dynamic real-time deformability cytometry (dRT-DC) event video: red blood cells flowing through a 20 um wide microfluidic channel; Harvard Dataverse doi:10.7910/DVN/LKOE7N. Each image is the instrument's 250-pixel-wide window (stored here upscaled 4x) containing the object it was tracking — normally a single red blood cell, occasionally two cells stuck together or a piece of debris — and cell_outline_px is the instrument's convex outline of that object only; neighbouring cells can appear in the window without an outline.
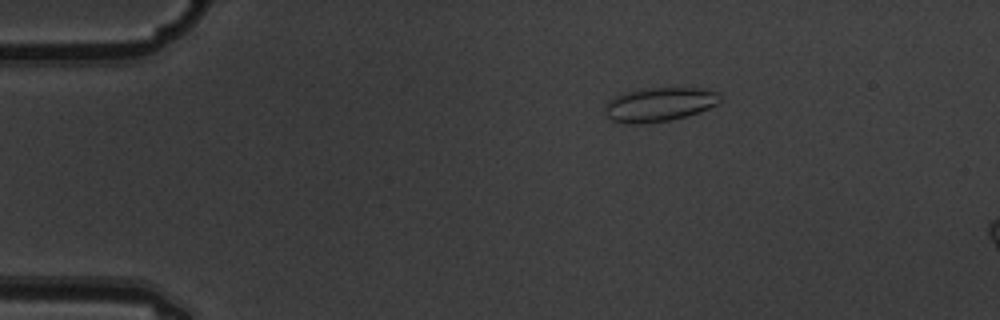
{"species": "common noctule bat (a hibernating species)", "species_latin": "Nyctalus noctula", "temperature_condition": "warm", "stored_images_in_passage": 4, "camera_frame_rate_fps": 3000, "um_per_image_px": 0.085, "animal": {"sex": "male", "body_mass_g": 19.5, "forearm_length_mm": 54.6}, "frame": {"image": 1, "passage_image": 3, "time_ms": 0.667, "image_size_px": [1000, 320], "cell_outline_px": [[720, 104], [684, 116], [668, 120], [640, 124], [636, 124], [612, 120], [608, 116], [604, 108], [604, 104], [612, 96], [620, 92], [648, 88], [700, 88], [720, 92]], "centroid_in_image_um": [56.01, 8.85], "position_along_channel_um": 29.0, "area_um2": 22.83}}